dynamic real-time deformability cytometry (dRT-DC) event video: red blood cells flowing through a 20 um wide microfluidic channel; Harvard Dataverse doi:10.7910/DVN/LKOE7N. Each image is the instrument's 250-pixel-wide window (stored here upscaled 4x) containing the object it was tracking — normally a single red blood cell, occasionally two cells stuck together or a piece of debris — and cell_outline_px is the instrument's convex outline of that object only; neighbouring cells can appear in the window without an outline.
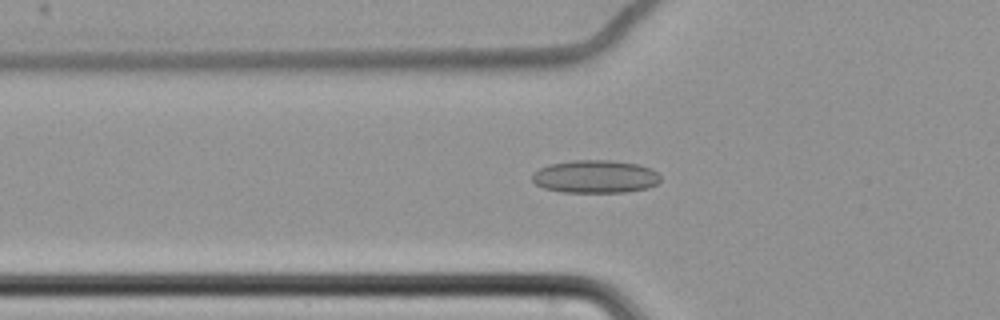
{"species": "common noctule bat (a hibernating species)", "species_latin": "Nyctalus noctula", "temperature_condition": "cold", "stored_images_in_passage": 48, "camera_frame_rate_fps": 3000, "um_per_image_px": 0.085, "animal": {"sex": "female", "body_mass_g": 22.7, "forearm_length_mm": 54.2}, "frame": {"image": 1, "passage_image": 9, "time_ms": 2.667, "image_size_px": [1000, 320], "cell_outline_px": [[660, 180], [656, 184], [648, 188], [628, 192], [560, 192], [544, 188], [536, 184], [532, 180], [532, 172], [548, 164], [572, 160], [612, 160], [640, 164], [656, 172], [660, 176]], "centroid_in_image_um": [50.58, 15.01], "position_along_channel_um": 75.2, "area_um2": 24.8}}
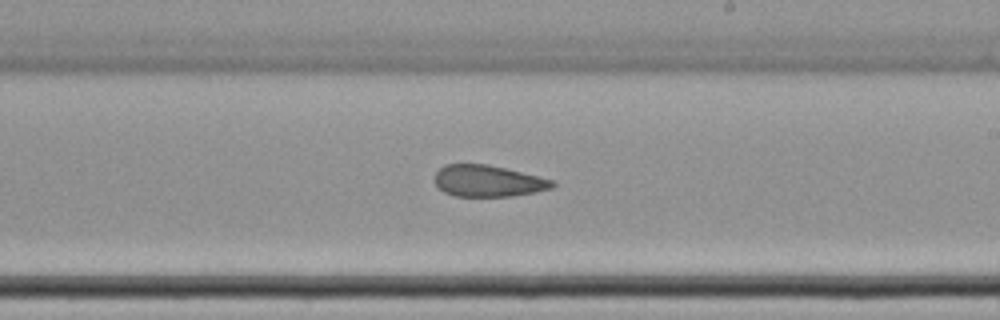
{"frame": {"image": 2, "passage_image": 24, "time_ms": 7.667, "image_size_px": [1000, 320], "cell_outline_px": [[556, 184], [552, 188], [536, 192], [512, 196], [456, 196], [444, 192], [432, 180], [432, 176], [444, 164], [488, 164], [552, 180]], "centroid_in_image_um": [41.42, 15.38], "position_along_channel_um": 247.6, "area_um2": 21.56}}
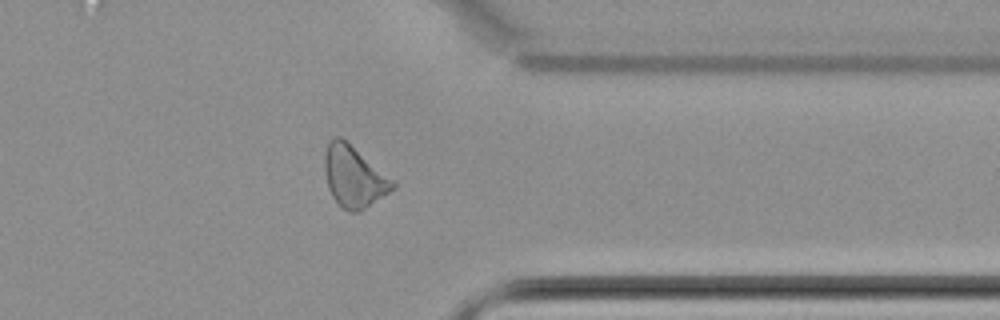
{"frame": {"image": 3, "passage_image": 36, "time_ms": 11.667, "image_size_px": [1000, 320], "cell_outline_px": [[396, 188], [364, 208], [356, 212], [348, 212], [340, 208], [332, 196], [328, 188], [324, 168], [324, 152], [328, 140], [336, 136], [340, 136], [392, 180], [396, 184]], "centroid_in_image_um": [30.02, 15.03], "position_along_channel_um": 381.4, "area_um2": 23.93}, "authors_computed_cell_mechanics": {"area_um2": 23.2356, "velocity_mm_per_s": 3.4722, "shape_relaxation_time_tau1_ms": null, "shape_relaxation_time_tau2_ms": 3.5837, "deformation_change_tau1": null, "deformation_change_tau2": 0.1185}}